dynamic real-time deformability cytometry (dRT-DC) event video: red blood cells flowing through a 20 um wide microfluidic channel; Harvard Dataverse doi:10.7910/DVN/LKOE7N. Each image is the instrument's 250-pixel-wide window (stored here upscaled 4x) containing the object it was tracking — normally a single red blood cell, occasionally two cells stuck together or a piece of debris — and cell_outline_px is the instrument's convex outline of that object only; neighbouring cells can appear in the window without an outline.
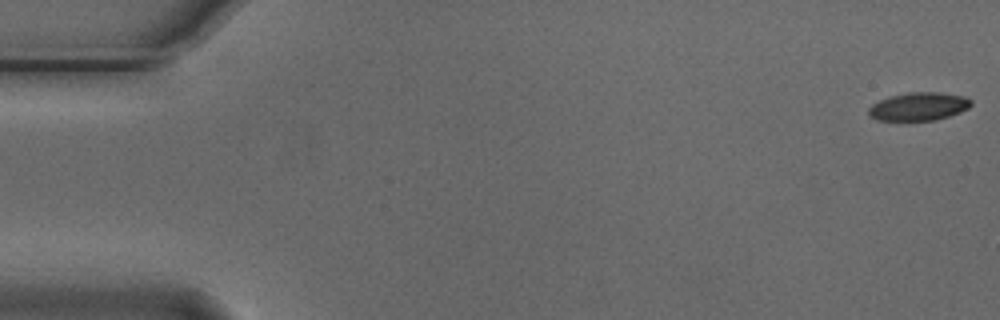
{"species": "Egyptian fruit bat (a non-hibernating species)", "species_latin": "Rousettus aegyptiacus", "temperature_condition": "cold", "stored_images_in_passage": 7, "camera_frame_rate_fps": 3000, "um_per_image_px": 0.085, "animal": {"sex": "male"}, "frame": {"image": 1, "passage_image": 1, "time_ms": 0.0, "image_size_px": [1000, 320], "cell_outline_px": [[972, 104], [968, 108], [960, 112], [936, 120], [880, 120], [868, 116], [868, 108], [872, 104], [888, 96], [908, 92], [940, 92], [964, 96], [972, 100]], "centroid_in_image_um": [78.08, 9.04], "position_along_channel_um": 6.9, "area_um2": 16.88}}
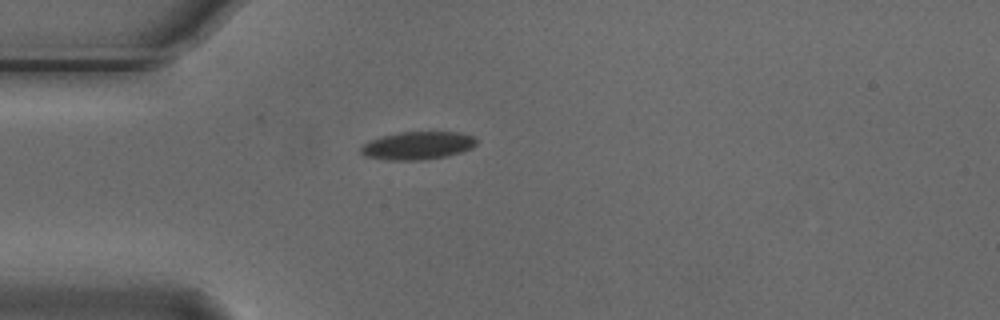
{"frame": {"image": 2, "passage_image": 5, "time_ms": 1.333, "image_size_px": [1000, 320], "cell_outline_px": [[476, 144], [460, 152], [448, 156], [420, 160], [388, 160], [364, 156], [360, 152], [360, 148], [368, 140], [380, 136], [400, 132], [460, 132], [472, 136], [476, 140]], "centroid_in_image_um": [35.44, 12.37], "position_along_channel_um": 49.6, "area_um2": 18.79}}